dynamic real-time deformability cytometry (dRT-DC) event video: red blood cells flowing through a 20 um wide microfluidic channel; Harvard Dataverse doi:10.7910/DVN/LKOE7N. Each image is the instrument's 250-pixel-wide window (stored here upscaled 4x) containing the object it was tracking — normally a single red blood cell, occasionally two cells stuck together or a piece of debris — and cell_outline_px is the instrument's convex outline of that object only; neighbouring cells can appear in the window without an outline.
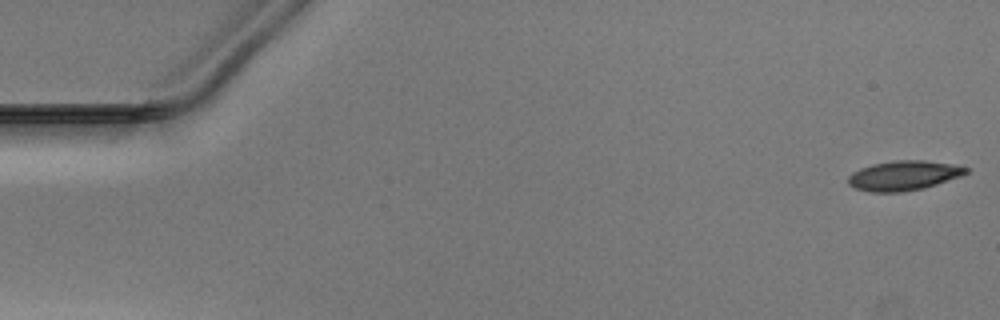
{"species": "Egyptian fruit bat (a non-hibernating species)", "species_latin": "Rousettus aegyptiacus", "temperature_condition": "warm", "stored_images_in_passage": 48, "camera_frame_rate_fps": 3000, "um_per_image_px": 0.085, "animal": {"sex": "male"}, "frame": {"image": 1, "passage_image": 1, "time_ms": 0.0, "image_size_px": [1000, 320], "cell_outline_px": [[968, 172], [960, 176], [924, 188], [900, 192], [872, 192], [856, 188], [848, 184], [848, 176], [852, 172], [860, 168], [872, 164], [896, 160], [924, 160], [956, 164], [968, 168]], "centroid_in_image_um": [76.81, 14.91], "position_along_channel_um": 8.2, "area_um2": 20.35}}
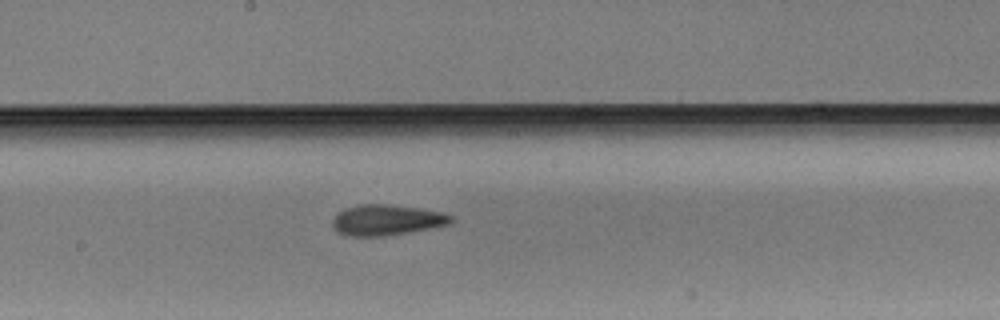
{"frame": {"image": 2, "passage_image": 27, "time_ms": 8.667, "image_size_px": [1000, 320], "cell_outline_px": [[452, 220], [448, 224], [432, 228], [388, 236], [348, 236], [336, 232], [332, 228], [332, 220], [344, 208], [360, 204], [388, 204], [420, 208], [444, 212], [452, 216]], "centroid_in_image_um": [32.85, 18.7], "position_along_channel_um": 215.4, "area_um2": 21.39}}
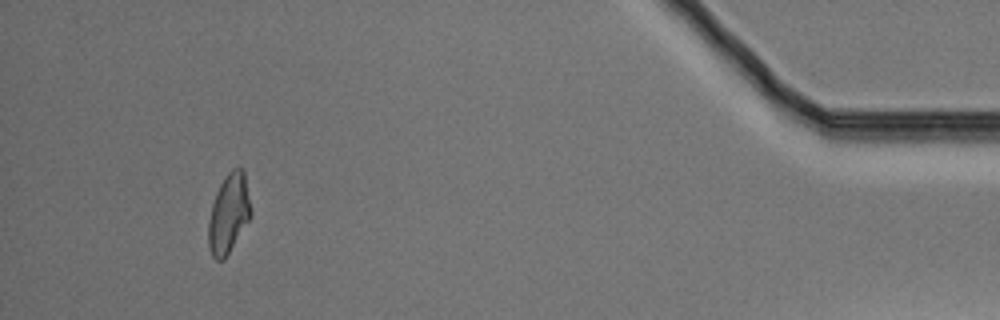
{"frame": {"image": 3, "passage_image": 47, "time_ms": 15.333, "image_size_px": [1000, 320], "cell_outline_px": [[252, 216], [224, 260], [216, 260], [212, 256], [208, 244], [208, 220], [212, 204], [216, 192], [224, 176], [232, 168], [244, 168], [252, 208]], "centroid_in_image_um": [19.46, 18.13], "position_along_channel_um": 415.7, "area_um2": 20.0}}